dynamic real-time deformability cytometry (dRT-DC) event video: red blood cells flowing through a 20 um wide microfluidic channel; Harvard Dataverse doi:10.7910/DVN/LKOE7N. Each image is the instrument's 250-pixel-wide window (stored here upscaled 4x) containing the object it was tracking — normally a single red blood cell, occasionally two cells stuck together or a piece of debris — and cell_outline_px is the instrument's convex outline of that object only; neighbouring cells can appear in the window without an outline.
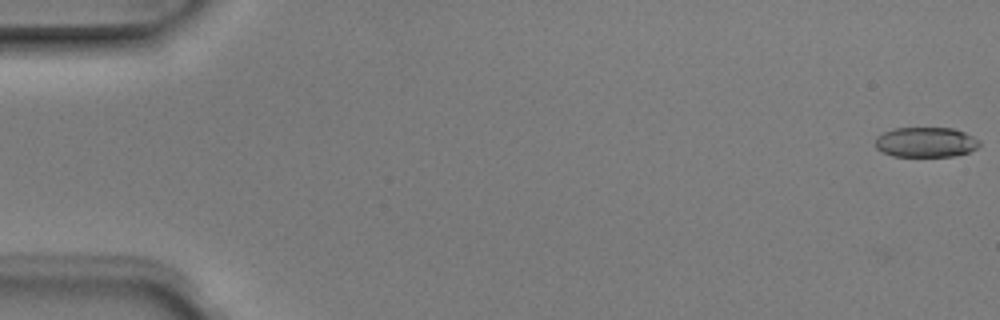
{"species": "Egyptian fruit bat (a non-hibernating species)", "species_latin": "Rousettus aegyptiacus", "temperature_condition": "room temperature", "stored_images_in_passage": 5, "camera_frame_rate_fps": 3000, "um_per_image_px": 0.085, "animal": {"sex": "male"}, "frame": {"image": 1, "passage_image": 1, "time_ms": 0.0, "image_size_px": [1000, 320], "cell_outline_px": [[980, 144], [976, 148], [968, 152], [956, 156], [892, 156], [876, 148], [876, 136], [892, 128], [952, 128], [964, 132], [980, 140]], "centroid_in_image_um": [78.69, 12.08], "position_along_channel_um": 6.3, "area_um2": 18.21}}
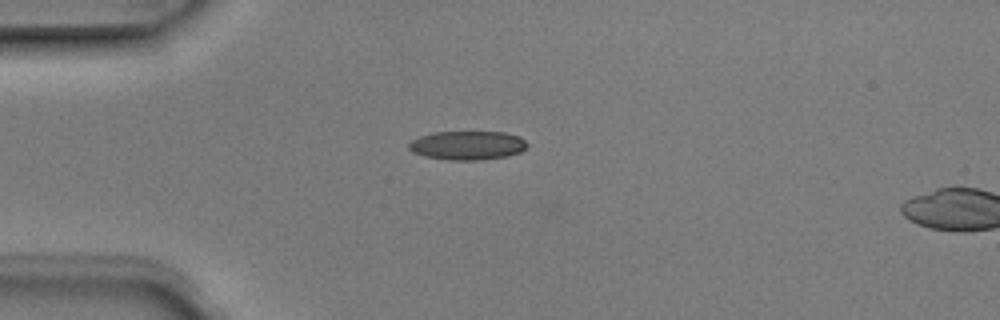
{"frame": {"image": 2, "passage_image": 4, "time_ms": 1.0, "image_size_px": [1000, 320], "cell_outline_px": [[528, 144], [520, 152], [508, 156], [480, 160], [448, 160], [424, 156], [412, 152], [408, 148], [408, 144], [412, 140], [420, 136], [436, 132], [504, 132], [520, 136]], "centroid_in_image_um": [39.73, 12.36], "position_along_channel_um": 45.3, "area_um2": 19.94}}